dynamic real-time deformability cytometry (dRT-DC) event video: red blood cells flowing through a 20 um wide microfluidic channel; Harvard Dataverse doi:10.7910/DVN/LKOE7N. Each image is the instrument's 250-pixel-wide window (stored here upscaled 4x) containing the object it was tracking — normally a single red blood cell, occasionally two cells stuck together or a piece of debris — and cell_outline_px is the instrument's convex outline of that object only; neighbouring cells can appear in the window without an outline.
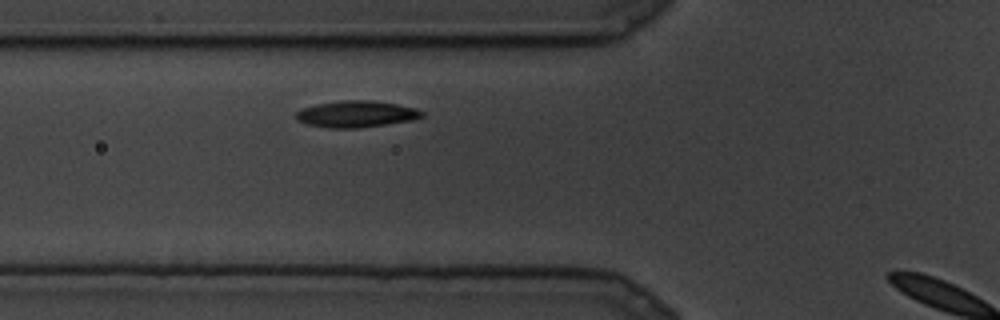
{"species": "common noctule bat (a hibernating species)", "species_latin": "Nyctalus noctula", "temperature_condition": "cold", "stored_images_in_passage": 4, "camera_frame_rate_fps": 3000, "um_per_image_px": 0.085, "animal": {"sex": "male", "body_mass_g": 19.5, "forearm_length_mm": 54.6}, "frame": {"image": 1, "passage_image": 3, "time_ms": 0.667, "image_size_px": [1000, 320], "cell_outline_px": [[424, 116], [412, 120], [360, 128], [328, 128], [308, 124], [296, 120], [296, 112], [304, 108], [320, 104], [344, 100], [372, 100], [396, 104], [416, 108], [424, 112]], "centroid_in_image_um": [30.32, 9.7], "position_along_channel_um": 95.5, "area_um2": 19.31}}